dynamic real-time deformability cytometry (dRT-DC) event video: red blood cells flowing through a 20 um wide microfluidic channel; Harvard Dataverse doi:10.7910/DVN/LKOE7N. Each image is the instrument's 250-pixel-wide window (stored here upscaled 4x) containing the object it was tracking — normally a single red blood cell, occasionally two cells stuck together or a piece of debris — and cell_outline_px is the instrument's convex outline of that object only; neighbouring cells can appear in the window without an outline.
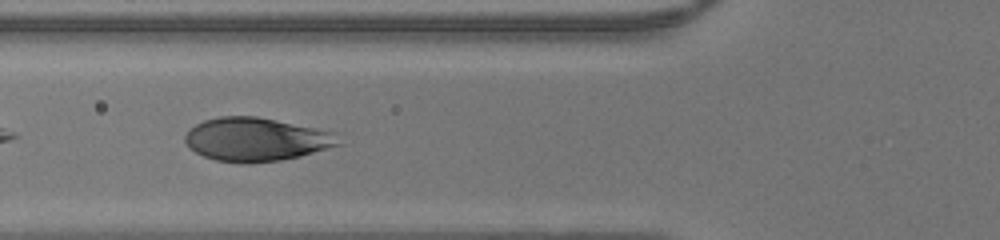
{"species": "human", "species_latin": "Homo sapiens", "temperature_condition": "warm", "stored_images_in_passage": 33, "camera_frame_rate_fps": 3000, "um_per_image_px": 0.085, "donor": {"sex": "male"}, "frame": {"image": 1, "passage_image": 17, "time_ms": 5.333, "image_size_px": [1000, 240], "cell_outline_px": [[344, 144], [300, 156], [280, 160], [248, 164], [216, 160], [204, 156], [196, 152], [184, 140], [184, 136], [196, 124], [204, 120], [220, 116], [256, 116], [336, 132]], "centroid_in_image_um": [21.83, 11.85], "position_along_channel_um": 104.0, "area_um2": 38.9}}
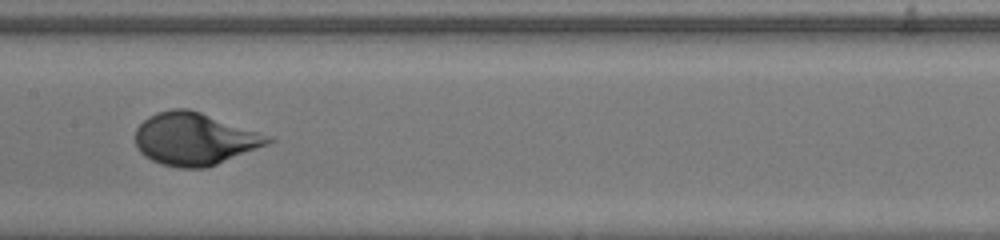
{"frame": {"image": 2, "passage_image": 23, "time_ms": 7.333, "image_size_px": [1000, 240], "cell_outline_px": [[276, 140], [268, 144], [208, 168], [176, 168], [160, 164], [144, 156], [140, 152], [136, 144], [136, 128], [148, 116], [156, 112], [172, 108], [188, 108], [272, 136]], "centroid_in_image_um": [16.54, 11.82], "position_along_channel_um": 190.9, "area_um2": 40.69}}
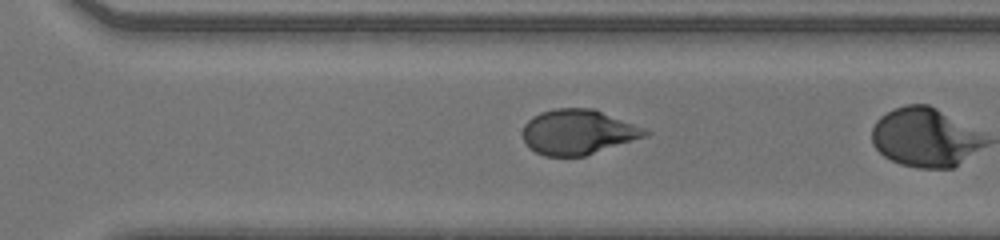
{"frame": {"image": 3, "passage_image": 30, "time_ms": 9.667, "image_size_px": [1000, 240], "cell_outline_px": [[652, 132], [648, 136], [584, 156], [544, 156], [528, 148], [524, 140], [524, 124], [532, 116], [540, 112], [556, 108], [592, 108], [644, 128]], "centroid_in_image_um": [49.12, 11.23], "position_along_channel_um": 321.5, "area_um2": 32.02}}